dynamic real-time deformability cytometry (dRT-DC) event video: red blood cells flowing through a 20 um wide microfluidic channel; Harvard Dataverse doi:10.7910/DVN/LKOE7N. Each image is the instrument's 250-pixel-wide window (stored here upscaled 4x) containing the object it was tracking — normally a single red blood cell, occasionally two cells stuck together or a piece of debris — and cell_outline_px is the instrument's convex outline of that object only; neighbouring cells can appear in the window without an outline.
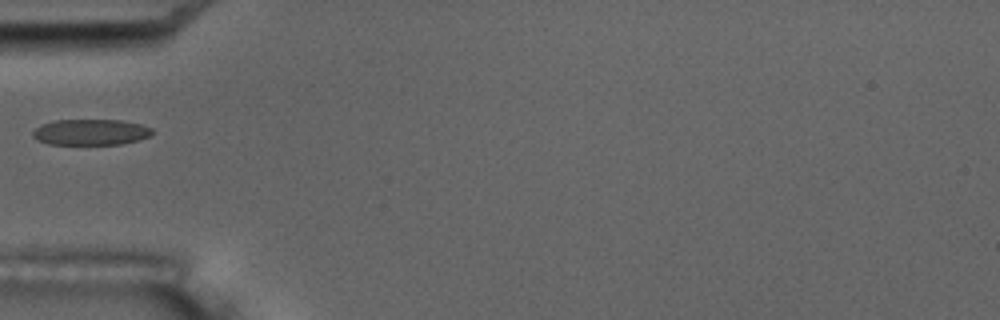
{"species": "common noctule bat (a hibernating species)", "species_latin": "Nyctalus noctula", "temperature_condition": "room temperature", "stored_images_in_passage": 6, "camera_frame_rate_fps": 3000, "um_per_image_px": 0.085, "animal": {"sex": "male", "body_mass_g": 17.5, "forearm_length_mm": 52.3}, "frame": {"image": 1, "passage_image": 6, "time_ms": 5.667, "image_size_px": [1000, 320], "cell_outline_px": [[152, 136], [120, 144], [48, 144], [36, 140], [32, 136], [32, 132], [40, 124], [56, 120], [120, 120], [140, 124], [152, 128]], "centroid_in_image_um": [7.68, 11.23], "position_along_channel_um": 77.3, "area_um2": 18.03}}